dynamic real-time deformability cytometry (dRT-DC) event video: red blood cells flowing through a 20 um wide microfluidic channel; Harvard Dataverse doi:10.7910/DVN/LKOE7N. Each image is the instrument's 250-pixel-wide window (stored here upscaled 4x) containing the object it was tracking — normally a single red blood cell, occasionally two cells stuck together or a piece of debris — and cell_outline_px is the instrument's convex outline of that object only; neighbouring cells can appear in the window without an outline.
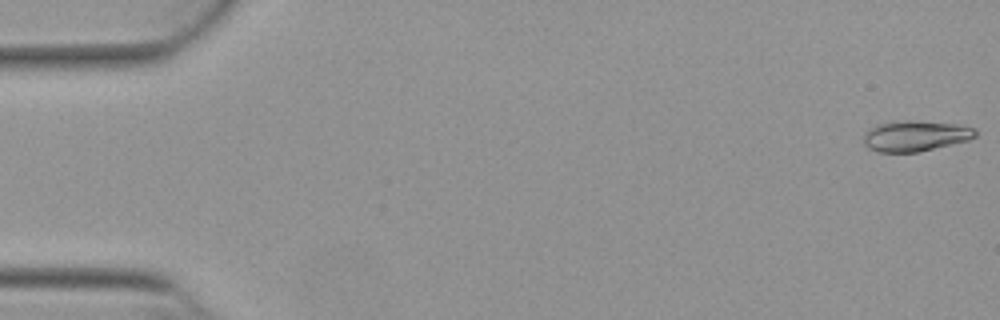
{"species": "Egyptian fruit bat (a non-hibernating species)", "species_latin": "Rousettus aegyptiacus", "temperature_condition": "warm", "stored_images_in_passage": 10, "camera_frame_rate_fps": 3000, "um_per_image_px": 0.085, "animal": {"sex": "female"}, "frame": {"image": 1, "passage_image": 1, "time_ms": 0.0, "image_size_px": [1000, 320], "cell_outline_px": [[976, 136], [968, 140], [920, 152], [876, 152], [868, 148], [864, 144], [864, 132], [868, 128], [876, 124], [892, 120], [916, 120], [960, 124], [976, 128]], "centroid_in_image_um": [77.78, 11.53], "position_along_channel_um": 7.2, "area_um2": 20.52}}